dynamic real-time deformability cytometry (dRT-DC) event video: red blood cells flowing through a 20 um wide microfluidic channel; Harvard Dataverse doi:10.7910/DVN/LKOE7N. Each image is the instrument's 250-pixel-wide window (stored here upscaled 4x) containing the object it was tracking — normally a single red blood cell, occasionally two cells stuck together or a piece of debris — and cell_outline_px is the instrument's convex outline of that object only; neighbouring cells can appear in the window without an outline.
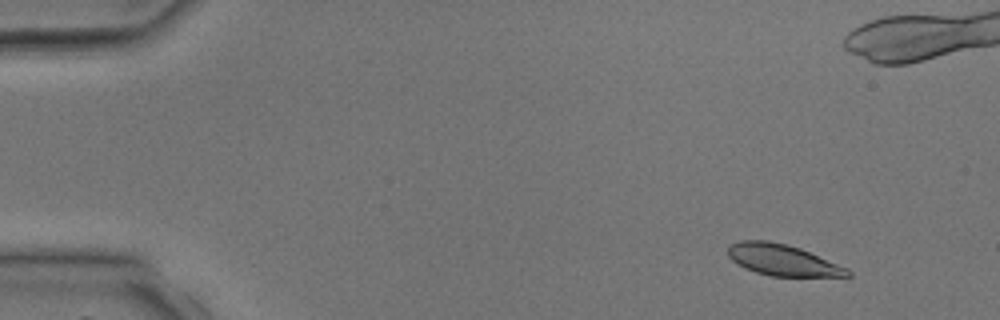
{"species": "common noctule bat (a hibernating species)", "species_latin": "Nyctalus noctula", "temperature_condition": "room temperature", "stored_images_in_passage": 4, "camera_frame_rate_fps": 3000, "um_per_image_px": 0.085, "animal": {"sex": "male", "body_mass_g": 17.9, "forearm_length_mm": 54.2}, "frame": {"image": 1, "passage_image": 1, "time_ms": 0.0, "image_size_px": [1000, 320], "cell_outline_px": [[852, 276], [768, 276], [744, 268], [732, 260], [728, 256], [728, 248], [732, 244], [740, 240], [768, 240], [788, 244], [800, 248], [848, 268], [852, 272]], "centroid_in_image_um": [66.52, 22.1], "position_along_channel_um": 18.5, "area_um2": 21.79}}